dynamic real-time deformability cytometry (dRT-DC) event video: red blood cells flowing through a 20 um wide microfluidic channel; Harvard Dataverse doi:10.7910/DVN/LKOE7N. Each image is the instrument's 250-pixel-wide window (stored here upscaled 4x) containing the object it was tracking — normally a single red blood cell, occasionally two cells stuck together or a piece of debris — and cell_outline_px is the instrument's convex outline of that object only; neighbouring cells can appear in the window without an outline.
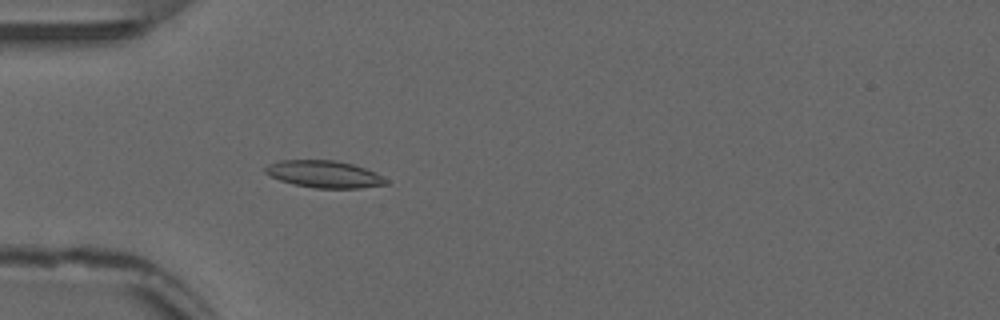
{"species": "common noctule bat (a hibernating species)", "species_latin": "Nyctalus noctula", "temperature_condition": "warm", "stored_images_in_passage": 43, "camera_frame_rate_fps": 3000, "um_per_image_px": 0.085, "animal": {"sex": "male", "forearm_length_mm": 52.5}, "frame": {"image": 1, "passage_image": 6, "time_ms": 1.667, "image_size_px": [1000, 320], "cell_outline_px": [[388, 184], [360, 188], [316, 188], [292, 184], [280, 180], [264, 172], [264, 168], [268, 164], [280, 160], [336, 160], [352, 164], [376, 172], [388, 180]], "centroid_in_image_um": [27.56, 14.8], "position_along_channel_um": 57.4, "area_um2": 19.07}}
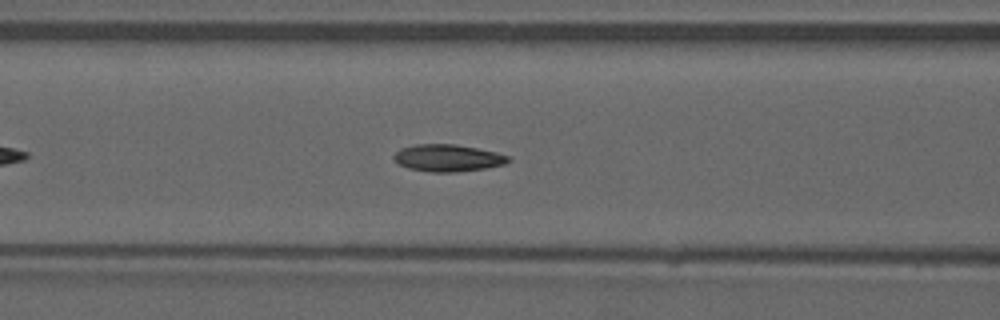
{"frame": {"image": 2, "passage_image": 12, "time_ms": 3.667, "image_size_px": [1000, 320], "cell_outline_px": [[512, 160], [504, 164], [488, 168], [456, 172], [432, 172], [408, 168], [400, 164], [392, 156], [400, 148], [416, 144], [456, 144], [496, 152], [508, 156]], "centroid_in_image_um": [38.08, 13.42], "position_along_channel_um": 128.5, "area_um2": 18.03}}
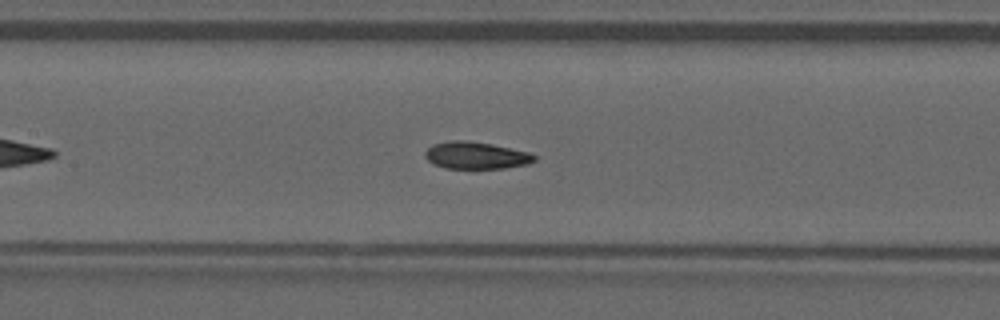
{"frame": {"image": 3, "passage_image": 15, "time_ms": 4.667, "image_size_px": [1000, 320], "cell_outline_px": [[536, 160], [528, 164], [504, 168], [448, 168], [432, 164], [424, 156], [424, 152], [432, 144], [452, 140], [468, 140], [492, 144], [528, 152], [536, 156]], "centroid_in_image_um": [40.44, 13.2], "position_along_channel_um": 167.0, "area_um2": 17.28}, "authors_computed_cell_mechanics": {"area_um2": 17.3978, "velocity_mm_per_s": 3.8417, "shape_relaxation_time_tau1_ms": 7.9506, "shape_relaxation_time_tau2_ms": 2.6882, "deformation_change_tau1": 0.2129, "deformation_change_tau2": 0.0628}}